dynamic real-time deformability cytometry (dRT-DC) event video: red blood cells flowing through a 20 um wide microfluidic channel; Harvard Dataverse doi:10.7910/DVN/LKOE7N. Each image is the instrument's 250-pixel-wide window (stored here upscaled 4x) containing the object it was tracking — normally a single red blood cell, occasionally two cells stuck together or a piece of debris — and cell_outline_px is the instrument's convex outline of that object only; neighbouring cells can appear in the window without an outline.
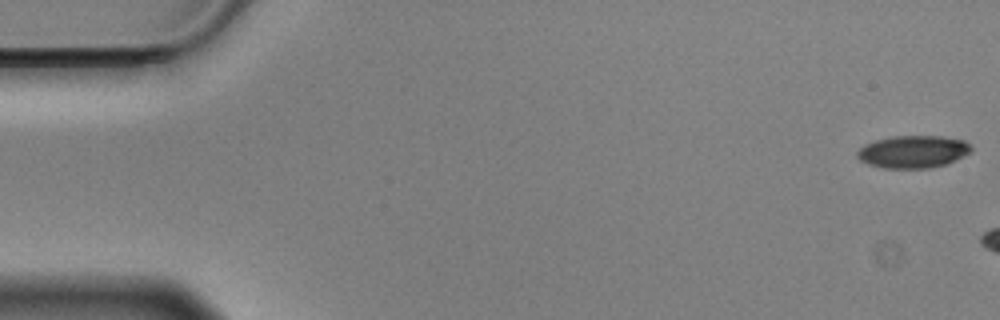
{"species": "Egyptian fruit bat (a non-hibernating species)", "species_latin": "Rousettus aegyptiacus", "temperature_condition": "cold", "stored_images_in_passage": 9, "camera_frame_rate_fps": 3000, "um_per_image_px": 0.085, "animal": {"sex": "male"}, "frame": {"image": 1, "passage_image": 1, "time_ms": 0.0, "image_size_px": [1000, 320], "cell_outline_px": [[972, 148], [968, 152], [944, 164], [928, 168], [884, 168], [868, 164], [860, 160], [856, 156], [856, 152], [864, 144], [876, 140], [892, 136], [940, 136], [964, 140]], "centroid_in_image_um": [77.53, 12.89], "position_along_channel_um": 7.5, "area_um2": 21.21}}